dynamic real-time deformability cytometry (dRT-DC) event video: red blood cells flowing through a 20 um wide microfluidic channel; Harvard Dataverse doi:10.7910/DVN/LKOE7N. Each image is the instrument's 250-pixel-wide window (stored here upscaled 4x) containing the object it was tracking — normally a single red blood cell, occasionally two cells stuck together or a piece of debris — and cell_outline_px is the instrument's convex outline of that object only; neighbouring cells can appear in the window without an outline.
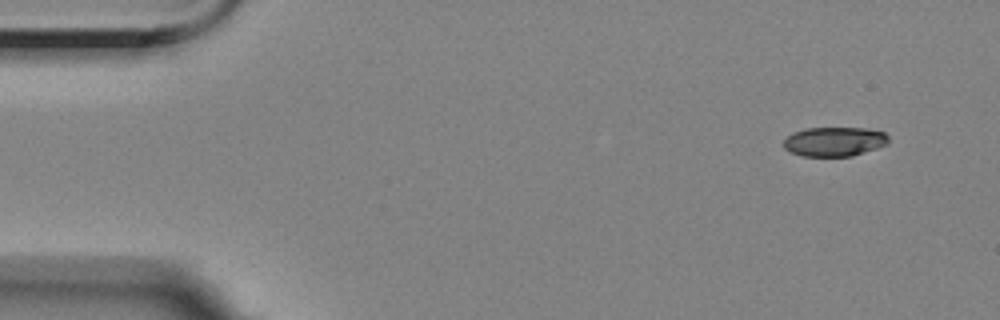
{"species": "Egyptian fruit bat (a non-hibernating species)", "species_latin": "Rousettus aegyptiacus", "temperature_condition": "room temperature", "stored_images_in_passage": 5, "camera_frame_rate_fps": 3000, "um_per_image_px": 0.085, "animal": {"sex": "female"}, "frame": {"image": 1, "passage_image": 5, "time_ms": 5.667, "image_size_px": [1000, 320], "cell_outline_px": [[888, 144], [852, 156], [804, 156], [792, 152], [784, 148], [784, 140], [792, 132], [808, 128], [868, 128], [884, 132], [888, 136]], "centroid_in_image_um": [70.94, 12.03], "position_along_channel_um": 14.1, "area_um2": 17.86}}